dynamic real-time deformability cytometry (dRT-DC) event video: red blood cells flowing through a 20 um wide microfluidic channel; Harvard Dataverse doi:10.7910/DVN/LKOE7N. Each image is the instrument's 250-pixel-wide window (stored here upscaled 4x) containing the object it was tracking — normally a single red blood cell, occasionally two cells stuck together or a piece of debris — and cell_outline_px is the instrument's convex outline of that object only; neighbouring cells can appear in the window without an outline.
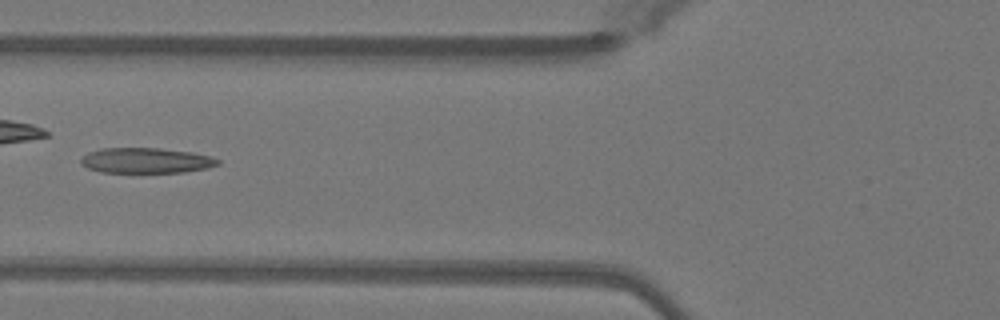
{"species": "Egyptian fruit bat (a non-hibernating species)", "species_latin": "Rousettus aegyptiacus", "temperature_condition": "warm", "stored_images_in_passage": 19, "camera_frame_rate_fps": 3000, "um_per_image_px": 0.085, "animal": {"sex": "female"}, "frame": {"image": 1, "passage_image": 6, "time_ms": 1.667, "image_size_px": [1000, 320], "cell_outline_px": [[220, 164], [208, 168], [184, 172], [100, 172], [88, 168], [80, 164], [80, 160], [88, 152], [100, 148], [160, 148], [192, 152], [212, 156], [220, 160]], "centroid_in_image_um": [12.43, 13.64], "position_along_channel_um": 113.4, "area_um2": 20.35}}
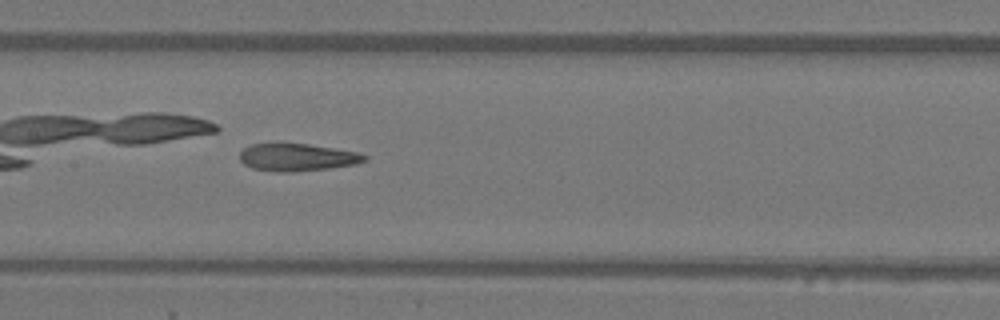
{"frame": {"image": 2, "passage_image": 11, "time_ms": 3.333, "image_size_px": [1000, 320], "cell_outline_px": [[368, 160], [356, 164], [328, 168], [292, 172], [276, 172], [252, 168], [244, 164], [240, 160], [240, 152], [244, 148], [252, 144], [276, 140], [280, 140], [308, 144], [360, 152], [368, 156]], "centroid_in_image_um": [25.23, 13.32], "position_along_channel_um": 182.2, "area_um2": 20.81}}